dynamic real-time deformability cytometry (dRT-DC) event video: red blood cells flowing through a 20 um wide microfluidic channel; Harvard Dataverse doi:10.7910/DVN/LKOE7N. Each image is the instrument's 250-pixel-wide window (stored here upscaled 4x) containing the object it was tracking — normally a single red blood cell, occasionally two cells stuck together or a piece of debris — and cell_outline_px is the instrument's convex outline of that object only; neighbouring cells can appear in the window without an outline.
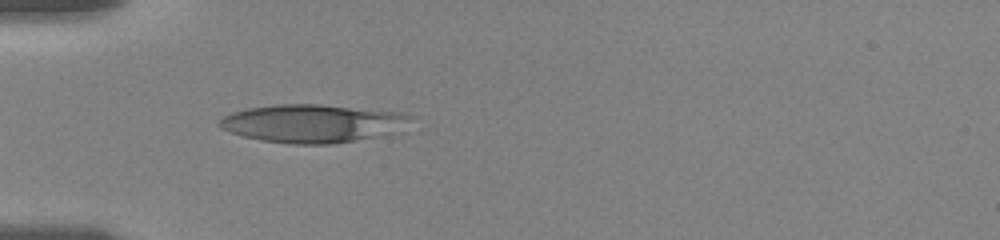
{"species": "human", "species_latin": "Homo sapiens", "temperature_condition": "room temperature", "stored_images_in_passage": 3, "camera_frame_rate_fps": 3000, "um_per_image_px": 0.085, "donor": {"sex": "female"}, "frame": {"image": 1, "passage_image": 2, "time_ms": 1.333, "image_size_px": [1000, 240], "cell_outline_px": [[412, 116], [400, 132], [356, 140], [332, 144], [292, 144], [260, 140], [244, 136], [220, 128], [216, 124], [224, 116], [232, 112], [248, 108], [276, 104], [320, 104], [400, 112]], "centroid_in_image_um": [26.56, 10.49], "position_along_channel_um": 58.4, "area_um2": 42.48}}